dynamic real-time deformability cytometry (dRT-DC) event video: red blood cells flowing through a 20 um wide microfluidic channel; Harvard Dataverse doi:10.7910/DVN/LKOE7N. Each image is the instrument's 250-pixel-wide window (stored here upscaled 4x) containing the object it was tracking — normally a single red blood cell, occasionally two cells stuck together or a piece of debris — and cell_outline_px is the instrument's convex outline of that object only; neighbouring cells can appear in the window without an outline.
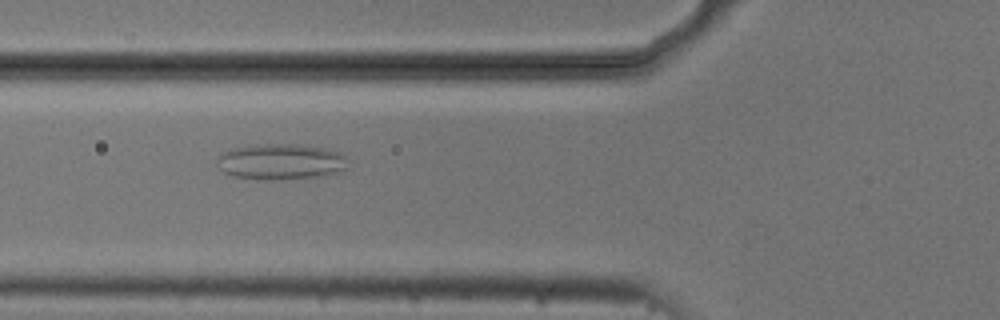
{"species": "common noctule bat (a hibernating species)", "species_latin": "Nyctalus noctula", "temperature_condition": "cold", "stored_images_in_passage": 49, "camera_frame_rate_fps": 3000, "um_per_image_px": 0.085, "animal": {"sex": "male", "body_mass_g": 20.5, "forearm_length_mm": 52.5}, "frame": {"image": 1, "passage_image": 19, "time_ms": 6.0, "image_size_px": [1000, 320], "cell_outline_px": [[348, 168], [340, 172], [320, 176], [272, 180], [232, 176], [224, 172], [216, 164], [216, 160], [224, 152], [232, 148], [248, 144], [296, 144], [328, 148], [340, 152], [344, 156]], "centroid_in_image_um": [23.87, 13.73], "position_along_channel_um": 101.9, "area_um2": 27.51}}
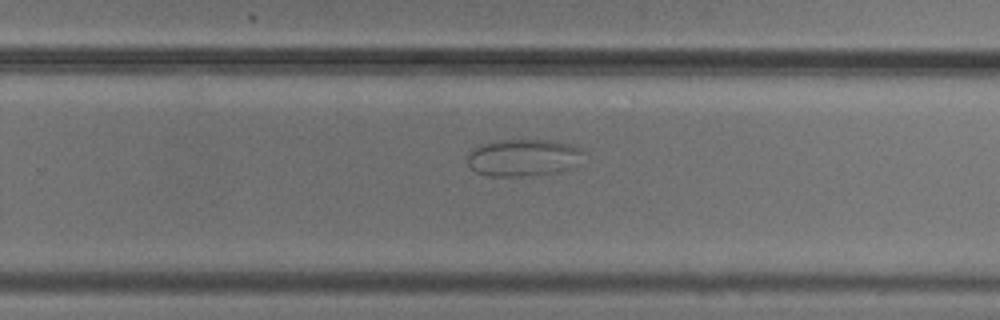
{"frame": {"image": 2, "passage_image": 34, "time_ms": 11.0, "image_size_px": [1000, 320], "cell_outline_px": [[584, 152], [548, 172], [532, 176], [488, 176], [476, 172], [468, 164], [468, 152], [472, 148], [480, 144], [496, 140], [552, 140], [572, 144], [580, 148]], "centroid_in_image_um": [44.23, 13.35], "position_along_channel_um": 285.6, "area_um2": 23.87}}
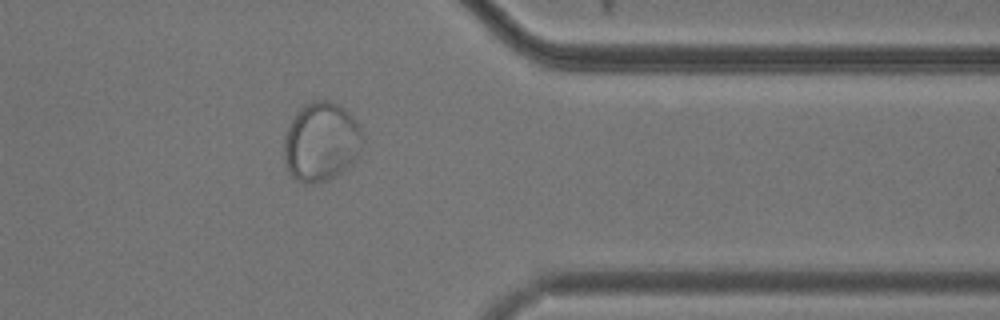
{"frame": {"image": 3, "passage_image": 43, "time_ms": 14.0, "image_size_px": [1000, 320], "cell_outline_px": [[360, 156], [340, 172], [328, 180], [316, 184], [304, 184], [296, 180], [288, 172], [284, 164], [284, 140], [288, 128], [296, 112], [304, 104], [312, 100], [332, 100], [344, 108], [356, 120], [360, 128]], "centroid_in_image_um": [27.27, 12.06], "position_along_channel_um": 384.1, "area_um2": 36.36}}